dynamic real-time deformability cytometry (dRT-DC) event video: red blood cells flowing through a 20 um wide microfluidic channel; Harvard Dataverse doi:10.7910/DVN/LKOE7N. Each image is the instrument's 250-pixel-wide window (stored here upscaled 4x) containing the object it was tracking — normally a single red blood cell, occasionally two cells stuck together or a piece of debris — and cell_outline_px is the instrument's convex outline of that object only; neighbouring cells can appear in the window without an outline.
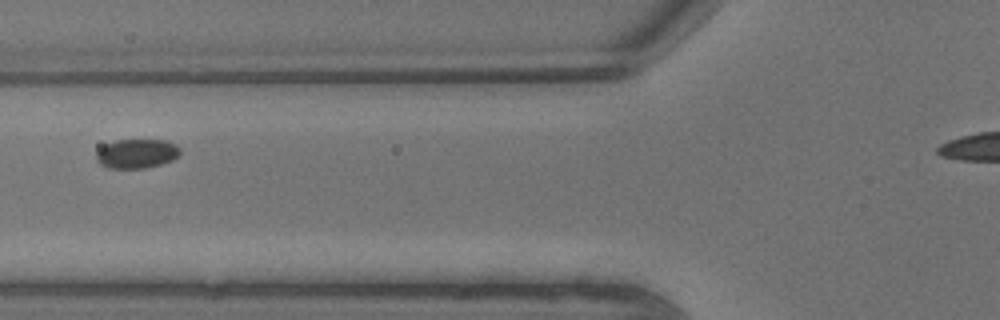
{"species": "common noctule bat (a hibernating species)", "species_latin": "Nyctalus noctula", "temperature_condition": "warm", "stored_images_in_passage": 6, "camera_frame_rate_fps": 3000, "um_per_image_px": 0.085, "animal": {"sex": "male", "body_mass_g": 13.3}, "frame": {"image": 1, "passage_image": 4, "time_ms": 1.0, "image_size_px": [1000, 320], "cell_outline_px": [[180, 156], [172, 160], [160, 164], [144, 168], [108, 168], [100, 164], [96, 160], [96, 152], [104, 144], [116, 140], [164, 140], [176, 144], [180, 148]], "centroid_in_image_um": [11.61, 13.05], "position_along_channel_um": 114.2, "area_um2": 14.39}}
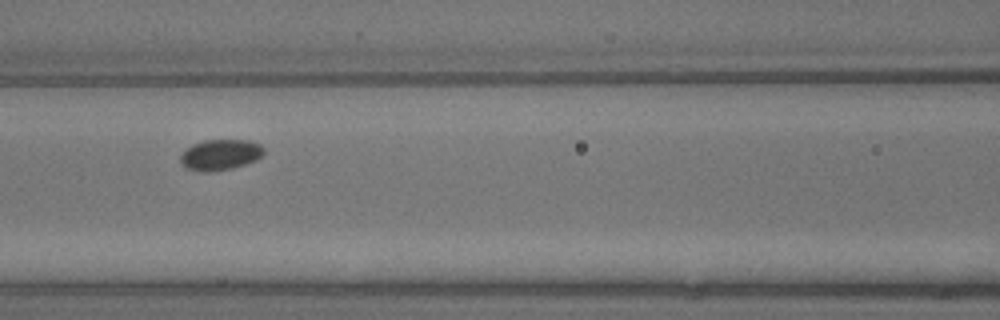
{"frame": {"image": 2, "passage_image": 5, "time_ms": 1.333, "image_size_px": [1000, 320], "cell_outline_px": [[264, 152], [256, 160], [232, 168], [212, 172], [200, 172], [184, 168], [180, 160], [180, 156], [192, 144], [204, 140], [248, 140], [260, 144], [264, 148]], "centroid_in_image_um": [18.71, 13.16], "position_along_channel_um": 147.9, "area_um2": 14.97}}
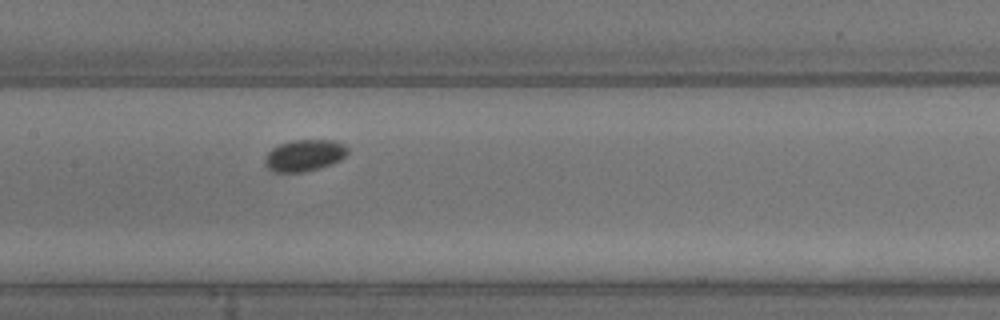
{"frame": {"image": 3, "passage_image": 6, "time_ms": 1.667, "image_size_px": [1000, 320], "cell_outline_px": [[348, 152], [340, 160], [332, 164], [320, 168], [304, 172], [276, 172], [268, 168], [264, 164], [264, 160], [268, 152], [272, 148], [280, 144], [292, 140], [336, 140], [344, 144], [348, 148]], "centroid_in_image_um": [25.89, 13.21], "position_along_channel_um": 181.5, "area_um2": 15.32}}